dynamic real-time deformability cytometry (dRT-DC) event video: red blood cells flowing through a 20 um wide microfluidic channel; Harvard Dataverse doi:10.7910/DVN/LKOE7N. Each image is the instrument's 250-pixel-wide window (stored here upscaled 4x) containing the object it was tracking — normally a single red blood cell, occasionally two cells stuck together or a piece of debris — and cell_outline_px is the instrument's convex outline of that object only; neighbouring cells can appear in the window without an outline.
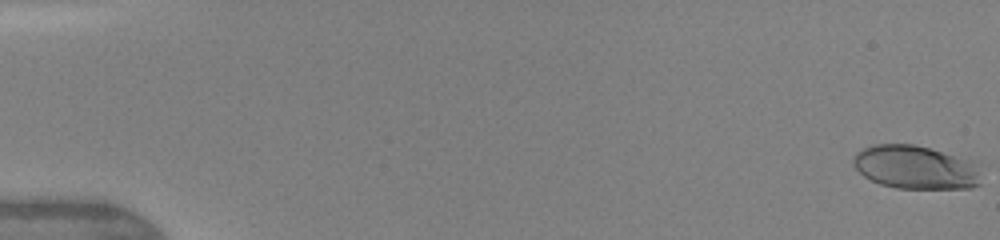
{"species": "human", "species_latin": "Homo sapiens", "temperature_condition": "warm", "stored_images_in_passage": 7, "camera_frame_rate_fps": 3000, "um_per_image_px": 0.085, "donor": {"sex": "female"}, "frame": {"image": 1, "passage_image": 1, "time_ms": 0.0, "image_size_px": [1000, 240], "cell_outline_px": [[980, 184], [972, 188], [896, 188], [880, 184], [864, 176], [852, 164], [852, 160], [856, 152], [864, 148], [876, 144], [912, 144], [976, 160]], "centroid_in_image_um": [77.83, 14.21], "position_along_channel_um": 7.2, "area_um2": 32.48}}
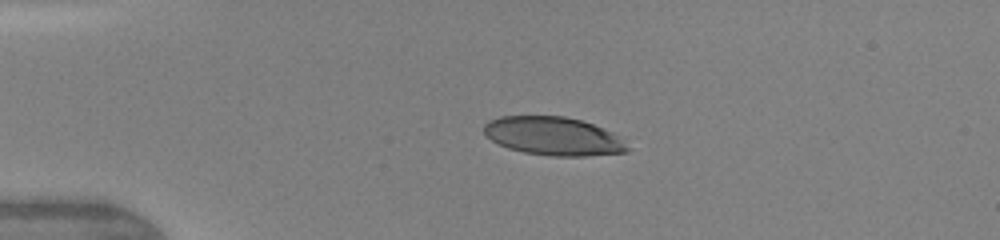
{"frame": {"image": 2, "passage_image": 4, "time_ms": 3.667, "image_size_px": [1000, 240], "cell_outline_px": [[628, 152], [584, 156], [552, 156], [524, 152], [508, 148], [484, 136], [484, 124], [488, 120], [500, 116], [564, 116], [580, 120], [592, 124], [612, 132], [628, 148]], "centroid_in_image_um": [46.97, 11.57], "position_along_channel_um": 38.0, "area_um2": 31.85}}